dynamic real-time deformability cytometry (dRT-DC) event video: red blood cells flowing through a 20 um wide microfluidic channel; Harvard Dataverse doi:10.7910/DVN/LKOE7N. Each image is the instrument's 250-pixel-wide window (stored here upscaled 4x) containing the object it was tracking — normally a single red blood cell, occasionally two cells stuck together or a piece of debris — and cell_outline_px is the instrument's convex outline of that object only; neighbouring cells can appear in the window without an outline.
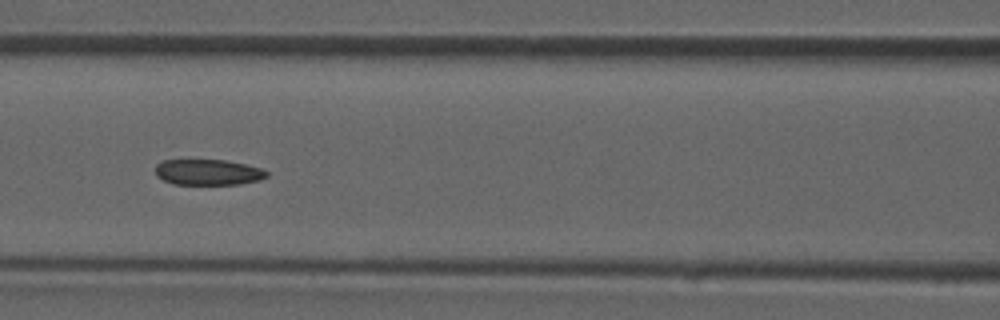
{"species": "common noctule bat (a hibernating species)", "species_latin": "Nyctalus noctula", "temperature_condition": "room temperature", "stored_images_in_passage": 41, "camera_frame_rate_fps": 3000, "um_per_image_px": 0.085, "animal": {"sex": "male", "forearm_length_mm": 52.5}, "frame": {"image": 1, "passage_image": 20, "time_ms": 6.333, "image_size_px": [1000, 320], "cell_outline_px": [[268, 176], [260, 180], [240, 184], [172, 184], [156, 176], [156, 164], [164, 160], [224, 160], [244, 164], [260, 168], [268, 172]], "centroid_in_image_um": [17.68, 14.64], "position_along_channel_um": 148.9, "area_um2": 16.65}}